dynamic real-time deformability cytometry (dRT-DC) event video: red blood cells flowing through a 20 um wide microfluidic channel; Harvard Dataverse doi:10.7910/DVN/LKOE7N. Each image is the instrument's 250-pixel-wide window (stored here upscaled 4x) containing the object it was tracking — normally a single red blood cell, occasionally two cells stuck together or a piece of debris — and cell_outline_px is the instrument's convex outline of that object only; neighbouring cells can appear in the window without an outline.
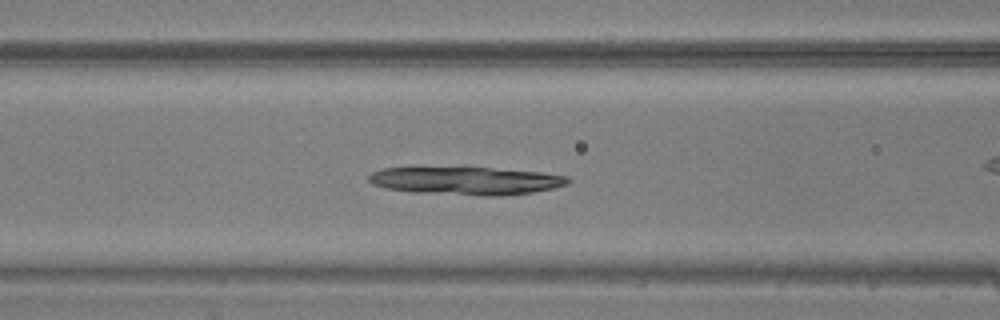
{"species": "common noctule bat (a hibernating species)", "species_latin": "Nyctalus noctula", "temperature_condition": "warm", "stored_images_in_passage": 48, "camera_frame_rate_fps": 3000, "um_per_image_px": 0.085, "animal": {"sex": "male", "body_mass_g": 20.5, "forearm_length_mm": 52.5}, "frame": {"image": 1, "passage_image": 20, "time_ms": 6.333, "image_size_px": [1000, 320], "cell_outline_px": [[572, 180], [568, 184], [552, 188], [532, 192], [496, 196], [480, 196], [412, 192], [384, 188], [372, 184], [368, 180], [368, 176], [372, 172], [384, 168], [408, 164], [412, 164], [488, 168], [540, 172], [568, 176]], "centroid_in_image_um": [39.46, 15.32], "position_along_channel_um": 127.1, "area_um2": 33.81}}
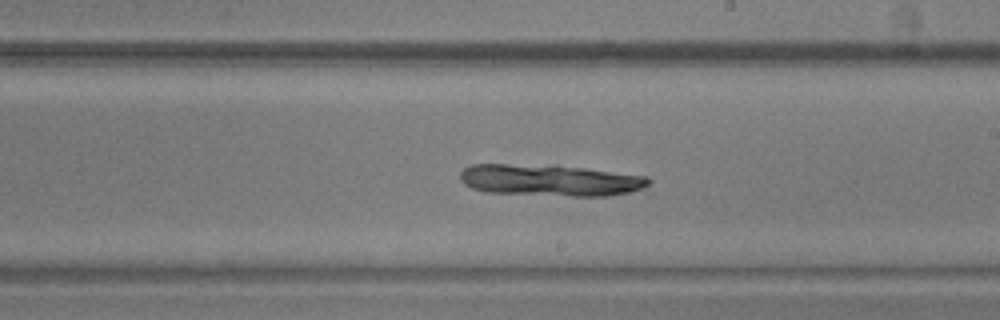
{"frame": {"image": 2, "passage_image": 28, "time_ms": 9.0, "image_size_px": [1000, 320], "cell_outline_px": [[652, 180], [648, 192], [608, 196], [572, 196], [488, 192], [472, 188], [464, 184], [460, 180], [460, 172], [464, 168], [472, 164], [556, 164], [648, 176]], "centroid_in_image_um": [46.93, 15.32], "position_along_channel_um": 242.1, "area_um2": 35.95}}
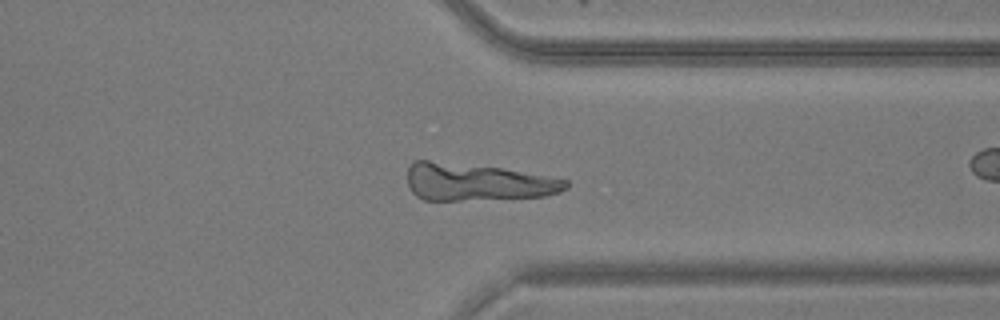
{"frame": {"image": 3, "passage_image": 37, "time_ms": 12.0, "image_size_px": [1000, 320], "cell_outline_px": [[568, 188], [560, 192], [544, 196], [460, 200], [424, 200], [416, 196], [412, 192], [408, 184], [408, 168], [412, 160], [428, 160], [500, 168], [568, 180]], "centroid_in_image_um": [40.5, 15.48], "position_along_channel_um": 370.9, "area_um2": 34.04}}